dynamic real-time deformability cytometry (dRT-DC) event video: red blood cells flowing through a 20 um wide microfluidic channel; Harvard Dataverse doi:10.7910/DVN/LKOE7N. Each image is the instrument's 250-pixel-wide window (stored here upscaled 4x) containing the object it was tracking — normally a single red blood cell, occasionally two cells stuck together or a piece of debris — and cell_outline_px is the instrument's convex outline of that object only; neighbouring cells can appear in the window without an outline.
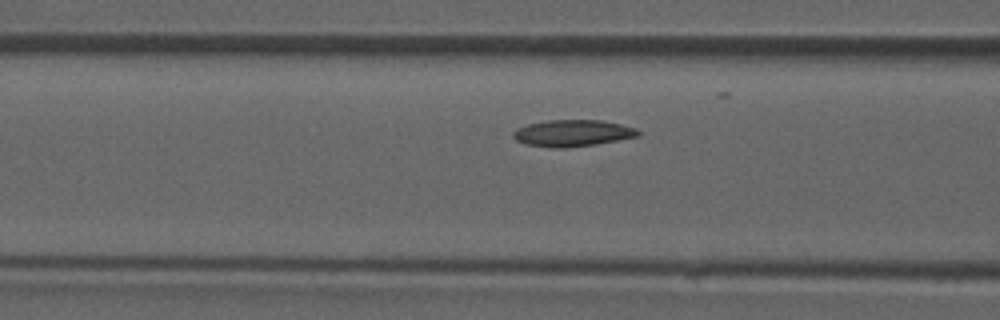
{"species": "common noctule bat (a hibernating species)", "species_latin": "Nyctalus noctula", "temperature_condition": "room temperature", "stored_images_in_passage": 14, "camera_frame_rate_fps": 3000, "um_per_image_px": 0.085, "animal": {"sex": "male", "forearm_length_mm": 52.5}, "frame": {"image": 1, "passage_image": 12, "time_ms": 3.667, "image_size_px": [1000, 320], "cell_outline_px": [[640, 136], [596, 144], [564, 148], [552, 148], [524, 144], [516, 140], [512, 136], [512, 132], [516, 128], [528, 124], [548, 120], [600, 120], [620, 124], [636, 128], [640, 132]], "centroid_in_image_um": [48.64, 11.32], "position_along_channel_um": 118.0, "area_um2": 19.48}}